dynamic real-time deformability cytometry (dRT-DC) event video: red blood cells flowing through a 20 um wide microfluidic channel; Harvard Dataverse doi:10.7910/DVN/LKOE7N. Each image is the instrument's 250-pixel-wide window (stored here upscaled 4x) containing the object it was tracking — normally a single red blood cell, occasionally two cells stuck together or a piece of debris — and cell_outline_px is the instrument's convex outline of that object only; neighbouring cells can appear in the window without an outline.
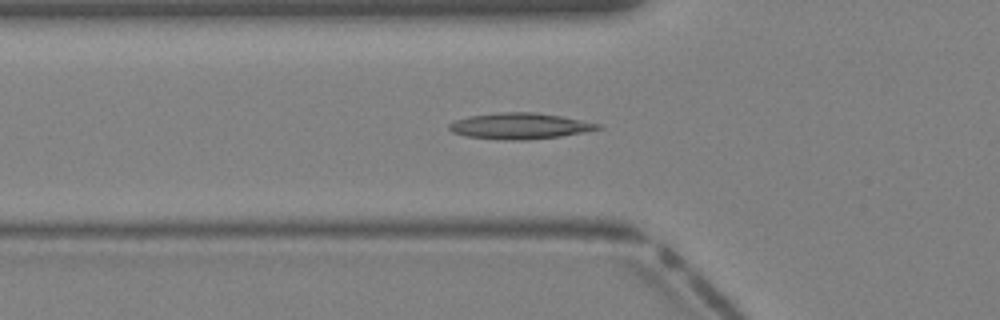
{"species": "Egyptian fruit bat (a non-hibernating species)", "species_latin": "Rousettus aegyptiacus", "temperature_condition": "warm", "stored_images_in_passage": 39, "camera_frame_rate_fps": 3000, "um_per_image_px": 0.085, "animal": {"sex": "female"}, "frame": {"image": 1, "passage_image": 13, "time_ms": 4.0, "image_size_px": [1000, 320], "cell_outline_px": [[604, 128], [560, 136], [524, 140], [512, 140], [468, 136], [452, 132], [448, 128], [448, 124], [456, 120], [468, 116], [500, 112], [536, 112], [560, 116], [600, 124]], "centroid_in_image_um": [44.17, 10.7], "position_along_channel_um": 81.6, "area_um2": 22.25}}
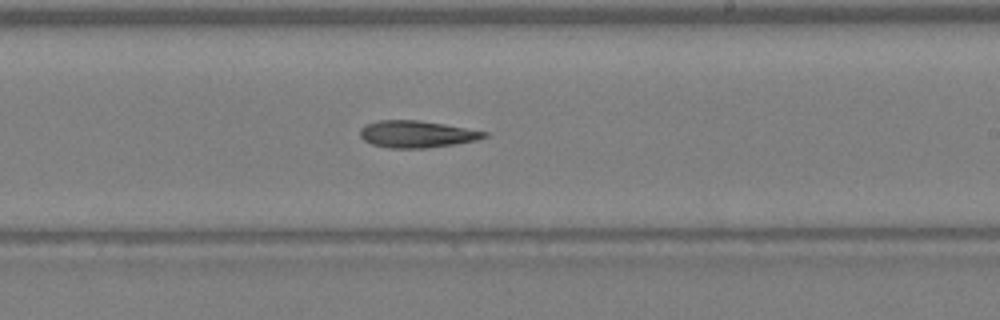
{"frame": {"image": 2, "passage_image": 23, "time_ms": 7.333, "image_size_px": [1000, 320], "cell_outline_px": [[488, 136], [476, 140], [452, 144], [424, 148], [392, 148], [372, 144], [364, 140], [360, 136], [360, 128], [364, 124], [380, 120], [420, 120], [444, 124], [488, 132]], "centroid_in_image_um": [35.39, 11.39], "position_along_channel_um": 253.6, "area_um2": 19.36}}
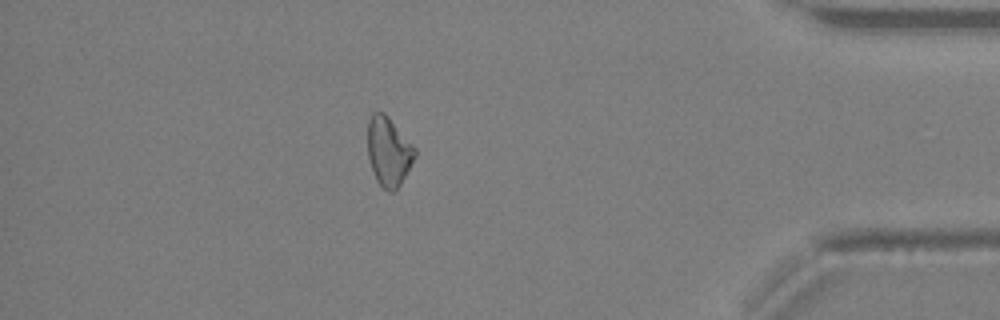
{"frame": {"image": 3, "passage_image": 34, "time_ms": 11.0, "image_size_px": [1000, 320], "cell_outline_px": [[416, 156], [400, 184], [392, 192], [388, 192], [376, 180], [368, 156], [368, 120], [372, 112], [384, 112], [388, 116], [416, 148]], "centroid_in_image_um": [33.03, 12.85], "position_along_channel_um": 402.2, "area_um2": 18.84}}